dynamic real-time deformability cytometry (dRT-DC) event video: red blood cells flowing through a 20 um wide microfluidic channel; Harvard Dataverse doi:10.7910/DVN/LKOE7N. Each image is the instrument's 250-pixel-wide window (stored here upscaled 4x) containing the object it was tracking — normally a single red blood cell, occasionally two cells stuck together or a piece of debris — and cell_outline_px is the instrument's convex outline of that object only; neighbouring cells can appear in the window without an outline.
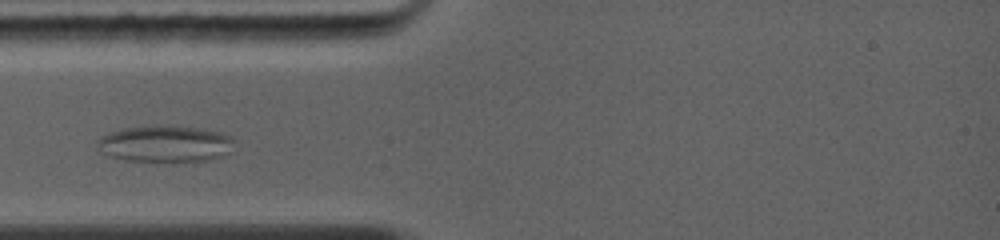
{"species": "common noctule bat (a hibernating species)", "species_latin": "Nyctalus noctula", "temperature_condition": "warm", "stored_images_in_passage": 23, "camera_frame_rate_fps": 5000, "um_per_image_px": 0.085, "animal": {"sex": "female", "body_mass_g": 19.0, "forearm_length_mm": 56.7}, "frame": {"image": 1, "passage_image": 5, "time_ms": 2.8, "image_size_px": [1000, 240], "cell_outline_px": [[232, 140], [228, 152], [224, 156], [208, 160], [176, 164], [124, 160], [108, 156], [100, 152], [96, 148], [96, 140], [100, 136], [108, 132], [124, 128], [156, 124], [160, 124], [196, 128], [220, 132], [232, 136]], "centroid_in_image_um": [13.96, 12.25], "position_along_channel_um": 71.0, "area_um2": 30.35}}
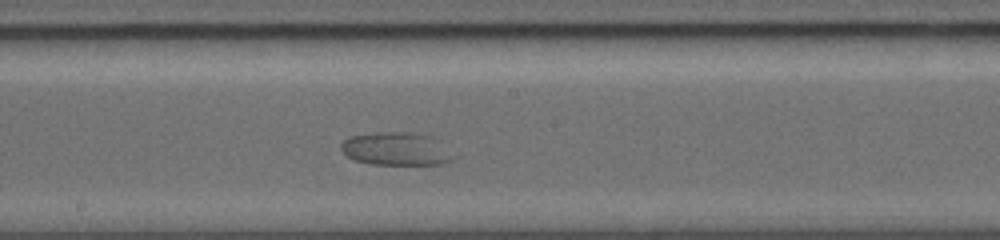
{"frame": {"image": 2, "passage_image": 11, "time_ms": 6.4, "image_size_px": [1000, 240], "cell_outline_px": [[452, 160], [440, 164], [372, 164], [356, 160], [348, 156], [340, 148], [340, 144], [344, 140], [352, 136], [380, 132], [404, 132], [432, 136], [452, 156]], "centroid_in_image_um": [33.61, 12.65], "position_along_channel_um": 214.6, "area_um2": 20.98}}
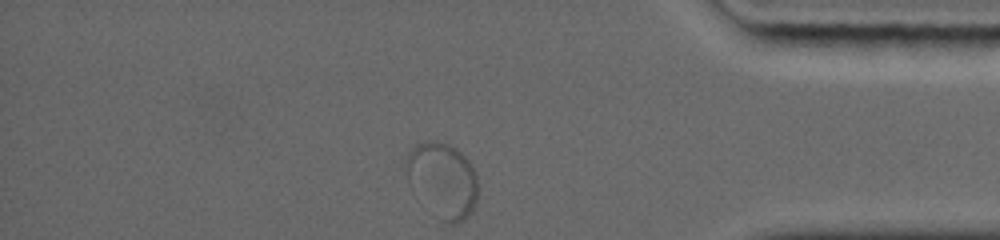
{"frame": {"image": 3, "passage_image": 23, "time_ms": 11.6, "image_size_px": [1000, 240], "cell_outline_px": [[476, 200], [468, 216], [464, 220], [456, 224], [448, 224], [440, 220], [408, 184], [404, 164], [404, 160], [408, 152], [416, 144], [424, 140], [432, 140], [448, 144], [456, 148], [468, 160], [476, 176]], "centroid_in_image_um": [37.57, 15.28], "position_along_channel_um": 397.6, "area_um2": 31.39}}